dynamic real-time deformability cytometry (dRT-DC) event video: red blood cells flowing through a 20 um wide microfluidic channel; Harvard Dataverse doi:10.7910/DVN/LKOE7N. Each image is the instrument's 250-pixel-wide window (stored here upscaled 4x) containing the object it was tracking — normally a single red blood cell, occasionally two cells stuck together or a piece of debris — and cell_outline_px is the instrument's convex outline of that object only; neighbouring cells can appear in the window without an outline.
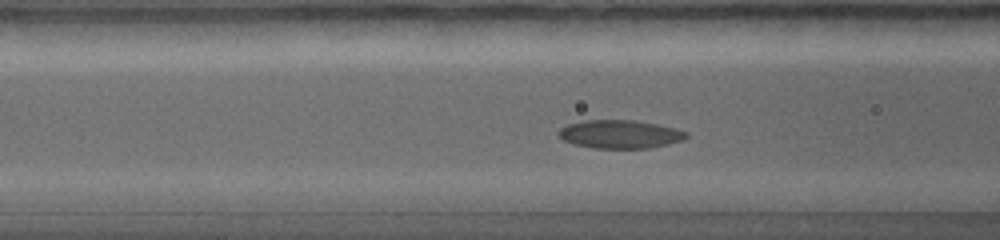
{"species": "common noctule bat (a hibernating species)", "species_latin": "Nyctalus noctula", "temperature_condition": "warm", "stored_images_in_passage": 40, "camera_frame_rate_fps": 5000, "um_per_image_px": 0.085, "animal": {"sex": "female", "body_mass_g": 19.0, "forearm_length_mm": 56.7}, "frame": {"image": 1, "passage_image": 14, "time_ms": 2.6, "image_size_px": [1000, 240], "cell_outline_px": [[688, 136], [684, 140], [668, 144], [648, 148], [592, 148], [576, 144], [564, 140], [556, 132], [560, 128], [568, 124], [584, 120], [636, 120], [656, 124], [688, 132]], "centroid_in_image_um": [52.7, 11.4], "position_along_channel_um": 113.9, "area_um2": 20.98}}
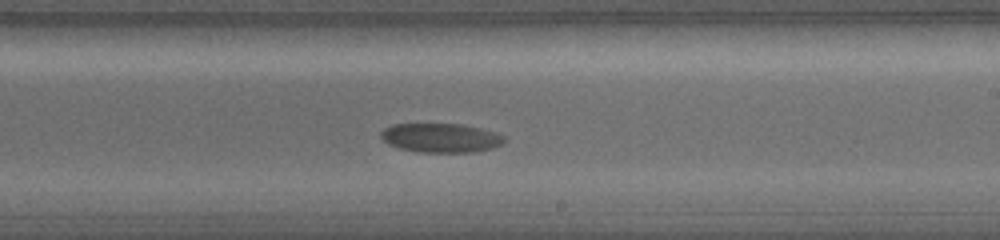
{"frame": {"image": 2, "passage_image": 25, "time_ms": 4.8, "image_size_px": [1000, 240], "cell_outline_px": [[504, 144], [492, 148], [472, 152], [420, 152], [400, 148], [388, 144], [380, 136], [380, 132], [384, 128], [392, 124], [464, 124], [496, 132], [504, 136]], "centroid_in_image_um": [37.48, 11.71], "position_along_channel_um": 251.5, "area_um2": 20.98}}
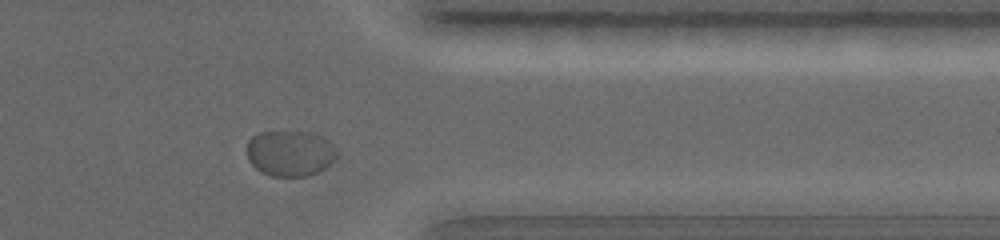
{"frame": {"image": 3, "passage_image": 36, "time_ms": 7.0, "image_size_px": [1000, 240], "cell_outline_px": [[336, 156], [324, 168], [308, 176], [272, 176], [260, 172], [248, 160], [248, 140], [252, 136], [260, 132], [312, 132], [328, 140], [336, 148]], "centroid_in_image_um": [24.64, 13.02], "position_along_channel_um": 386.8, "area_um2": 23.81}}